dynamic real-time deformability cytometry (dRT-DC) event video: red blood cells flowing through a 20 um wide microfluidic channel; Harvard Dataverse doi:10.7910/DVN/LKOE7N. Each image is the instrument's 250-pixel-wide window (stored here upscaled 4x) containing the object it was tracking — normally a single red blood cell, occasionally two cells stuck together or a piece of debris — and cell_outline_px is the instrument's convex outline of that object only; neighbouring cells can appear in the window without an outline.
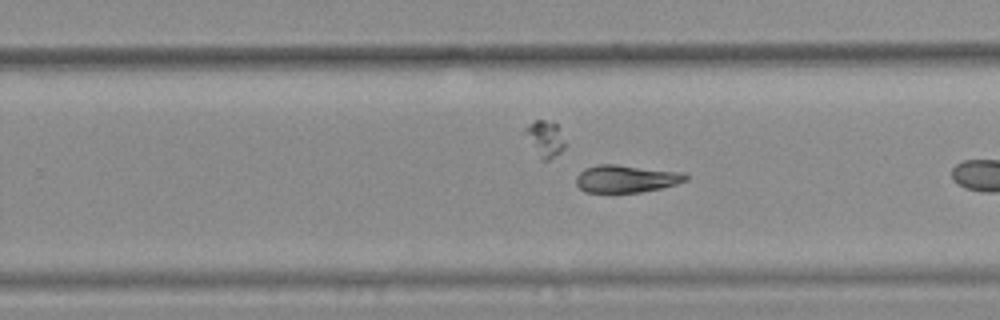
{"species": "common noctule bat (a hibernating species)", "species_latin": "Nyctalus noctula", "temperature_condition": "warm", "stored_images_in_passage": 19, "camera_frame_rate_fps": 3000, "um_per_image_px": 0.085, "animal": {"sex": "female", "body_mass_g": 25.1}, "frame": {"image": 1, "passage_image": 14, "time_ms": 4.333, "image_size_px": [1000, 320], "cell_outline_px": [[688, 180], [676, 184], [660, 188], [640, 192], [584, 192], [576, 184], [576, 176], [584, 168], [600, 164], [616, 164], [684, 172], [688, 176]], "centroid_in_image_um": [53.23, 15.18], "position_along_channel_um": 276.6, "area_um2": 17.63}}